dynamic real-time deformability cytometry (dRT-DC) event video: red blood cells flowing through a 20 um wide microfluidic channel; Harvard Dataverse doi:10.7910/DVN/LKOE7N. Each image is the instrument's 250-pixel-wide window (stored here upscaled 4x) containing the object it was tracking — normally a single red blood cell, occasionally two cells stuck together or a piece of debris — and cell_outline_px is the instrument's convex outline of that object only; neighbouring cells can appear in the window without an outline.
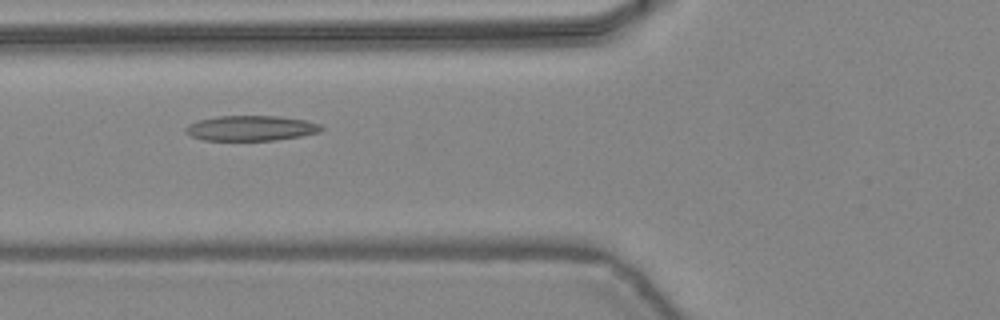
{"species": "common noctule bat (a hibernating species)", "species_latin": "Nyctalus noctula", "temperature_condition": "warm", "stored_images_in_passage": 39, "camera_frame_rate_fps": 3000, "um_per_image_px": 0.085, "animal": {"sex": "female", "body_mass_g": 24.6, "forearm_length_mm": 56.2}, "frame": {"image": 1, "passage_image": 11, "time_ms": 3.333, "image_size_px": [1000, 320], "cell_outline_px": [[324, 128], [320, 132], [300, 136], [276, 140], [204, 140], [192, 136], [184, 132], [184, 128], [188, 124], [196, 120], [216, 116], [276, 116], [304, 120], [320, 124]], "centroid_in_image_um": [21.29, 10.89], "position_along_channel_um": 104.5, "area_um2": 19.94}}
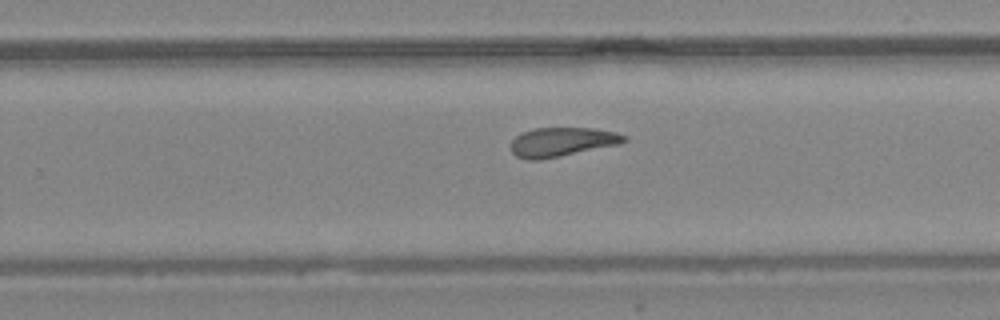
{"frame": {"image": 2, "passage_image": 23, "time_ms": 7.333, "image_size_px": [1000, 320], "cell_outline_px": [[628, 140], [620, 144], [560, 156], [536, 160], [528, 160], [516, 156], [512, 152], [512, 140], [516, 136], [524, 132], [536, 128], [592, 128], [616, 132], [628, 136]], "centroid_in_image_um": [47.81, 12.06], "position_along_channel_um": 282.0, "area_um2": 19.07}}
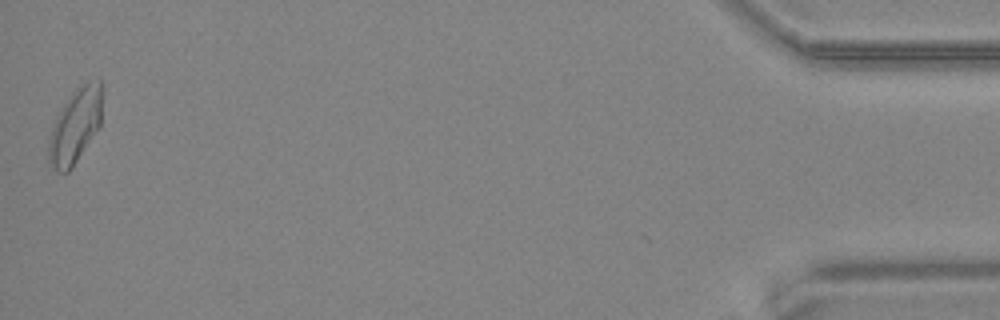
{"frame": {"image": 3, "passage_image": 39, "time_ms": 12.667, "image_size_px": [1000, 320], "cell_outline_px": [[100, 128], [72, 168], [68, 172], [56, 172], [52, 168], [48, 160], [48, 136], [56, 116], [64, 104], [76, 88], [88, 80], [100, 80]], "centroid_in_image_um": [6.36, 10.76], "position_along_channel_um": 428.8, "area_um2": 23.24}, "authors_computed_cell_mechanics": {"area_um2": 20.1144, "velocity_mm_per_s": 4.4338, "shape_relaxation_time_tau1_ms": 7.9236, "shape_relaxation_time_tau2_ms": 2.3122, "deformation_change_tau1": 0.2116, "deformation_change_tau2": 0.0966}}